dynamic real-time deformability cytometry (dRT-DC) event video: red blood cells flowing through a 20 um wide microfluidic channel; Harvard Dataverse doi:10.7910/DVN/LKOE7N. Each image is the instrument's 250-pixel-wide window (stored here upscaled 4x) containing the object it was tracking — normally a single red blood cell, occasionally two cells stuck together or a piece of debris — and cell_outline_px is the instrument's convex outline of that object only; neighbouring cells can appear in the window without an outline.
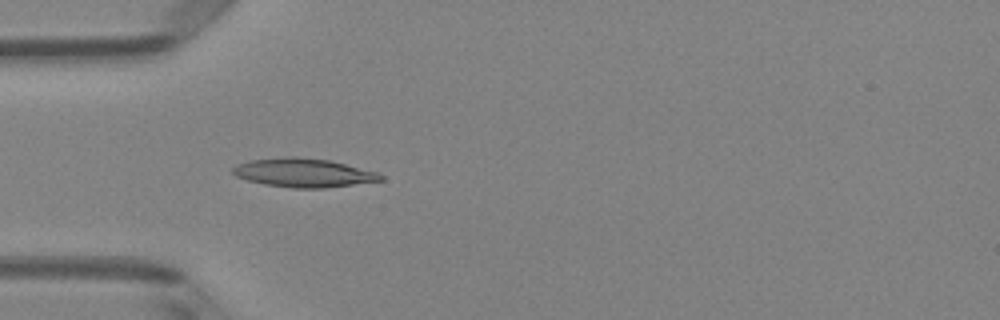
{"species": "Egyptian fruit bat (a non-hibernating species)", "species_latin": "Rousettus aegyptiacus", "temperature_condition": "room temperature", "stored_images_in_passage": 3, "camera_frame_rate_fps": 3000, "um_per_image_px": 0.085, "animal": {"sex": "female"}, "frame": {"image": 1, "passage_image": 3, "time_ms": 0.667, "image_size_px": [1000, 320], "cell_outline_px": [[384, 180], [324, 188], [292, 188], [264, 184], [248, 180], [236, 176], [232, 172], [232, 168], [236, 164], [252, 160], [292, 156], [296, 156], [328, 160], [376, 172], [384, 176]], "centroid_in_image_um": [25.78, 14.69], "position_along_channel_um": 59.2, "area_um2": 24.51}}